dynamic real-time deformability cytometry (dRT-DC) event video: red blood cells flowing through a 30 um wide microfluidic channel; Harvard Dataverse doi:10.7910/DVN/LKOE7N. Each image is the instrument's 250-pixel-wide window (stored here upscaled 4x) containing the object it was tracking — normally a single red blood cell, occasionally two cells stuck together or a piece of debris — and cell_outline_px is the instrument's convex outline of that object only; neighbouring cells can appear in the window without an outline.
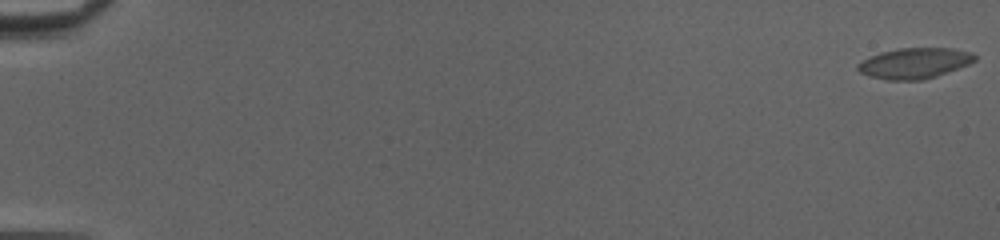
{"species": "common noctule bat (a hibernating species)", "species_latin": "Nyctalus noctula", "temperature_condition": "cold", "stored_images_in_passage": 57, "segment_of_instrument_passage": [1, 2], "camera_frame_rate_fps": 3000, "um_per_image_px": 0.085, "animal": {"sex": "female", "body_mass_g": 20.0, "forearm_length_mm": 54.0}, "frame": {"image": 1, "passage_image": 1, "time_ms": 0.0, "image_size_px": [1000, 240], "cell_outline_px": [[976, 60], [968, 64], [936, 76], [924, 80], [888, 80], [872, 76], [860, 72], [856, 68], [856, 64], [880, 52], [900, 48], [952, 48], [972, 52], [976, 56]], "centroid_in_image_um": [77.74, 5.36], "position_along_channel_um": 7.3, "area_um2": 20.69}}
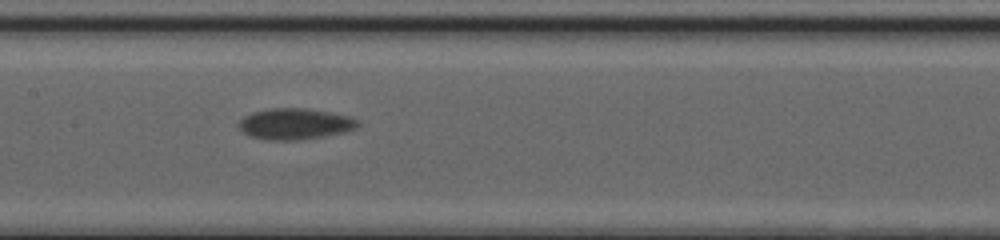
{"frame": {"image": 2, "passage_image": 30, "time_ms": 9.667, "image_size_px": [1000, 240], "cell_outline_px": [[360, 124], [356, 128], [340, 132], [320, 136], [296, 140], [272, 140], [252, 136], [244, 132], [240, 128], [240, 120], [244, 116], [252, 112], [268, 108], [308, 108], [348, 116], [360, 120]], "centroid_in_image_um": [25.07, 10.51], "position_along_channel_um": 182.3, "area_um2": 21.15}}
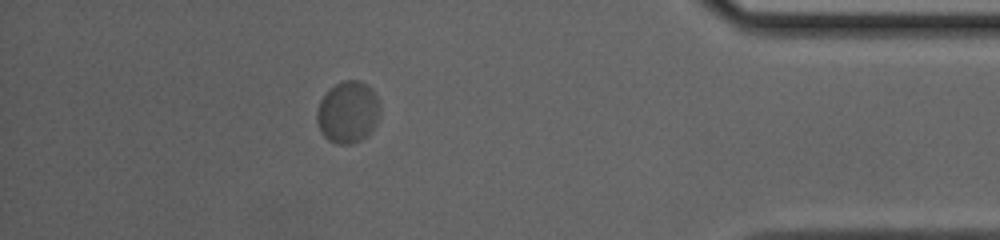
{"frame": {"image": 3, "passage_image": 50, "time_ms": 16.333, "image_size_px": [1000, 240], "cell_outline_px": [[380, 108], [376, 120], [372, 128], [360, 140], [352, 144], [336, 144], [328, 140], [320, 132], [316, 120], [316, 112], [320, 100], [336, 84], [344, 80], [360, 80], [368, 84], [372, 88], [376, 96]], "centroid_in_image_um": [29.54, 9.53], "position_along_channel_um": 405.7, "area_um2": 22.54}}